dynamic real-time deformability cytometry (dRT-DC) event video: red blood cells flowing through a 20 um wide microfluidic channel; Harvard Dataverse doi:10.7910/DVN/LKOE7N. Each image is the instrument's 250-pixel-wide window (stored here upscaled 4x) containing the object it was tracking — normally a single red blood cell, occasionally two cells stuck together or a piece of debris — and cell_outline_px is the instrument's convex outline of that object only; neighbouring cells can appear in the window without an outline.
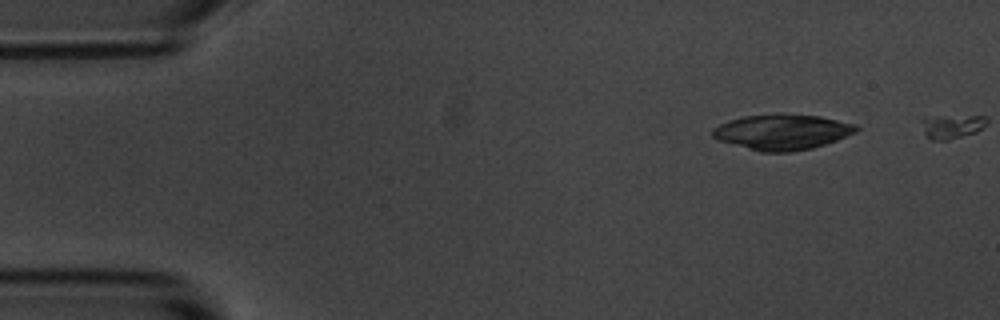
{"species": "common noctule bat (a hibernating species)", "species_latin": "Nyctalus noctula", "temperature_condition": "room temperature", "stored_images_in_passage": 3, "camera_frame_rate_fps": 3000, "um_per_image_px": 0.085, "animal": {"sex": "male", "body_mass_g": 20.1, "forearm_length_mm": 53.5}, "frame": {"image": 1, "passage_image": 1, "time_ms": 0.0, "image_size_px": [1000, 320], "cell_outline_px": [[860, 128], [856, 132], [836, 140], [812, 148], [792, 152], [760, 152], [716, 140], [712, 136], [712, 128], [728, 120], [744, 116], [820, 116], [856, 124]], "centroid_in_image_um": [66.46, 11.26], "position_along_channel_um": 18.5, "area_um2": 29.07}}